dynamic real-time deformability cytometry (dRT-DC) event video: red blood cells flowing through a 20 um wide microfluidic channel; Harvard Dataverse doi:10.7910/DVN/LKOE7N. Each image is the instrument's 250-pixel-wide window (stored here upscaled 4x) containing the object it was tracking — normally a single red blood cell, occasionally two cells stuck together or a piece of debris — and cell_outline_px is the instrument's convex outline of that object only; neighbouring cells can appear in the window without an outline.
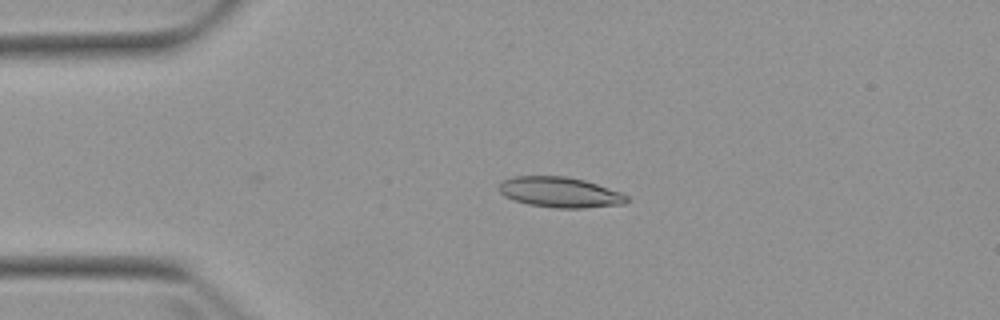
{"species": "Egyptian fruit bat (a non-hibernating species)", "species_latin": "Rousettus aegyptiacus", "temperature_condition": "warm", "stored_images_in_passage": 4, "camera_frame_rate_fps": 3000, "um_per_image_px": 0.085, "animal": {"sex": "female"}, "frame": {"image": 1, "passage_image": 3, "time_ms": 5.333, "image_size_px": [1000, 320], "cell_outline_px": [[628, 200], [624, 204], [584, 208], [556, 208], [528, 204], [504, 196], [500, 192], [500, 184], [504, 180], [512, 176], [568, 176], [584, 180], [620, 192], [628, 196]], "centroid_in_image_um": [47.6, 16.34], "position_along_channel_um": 37.4, "area_um2": 22.48}}